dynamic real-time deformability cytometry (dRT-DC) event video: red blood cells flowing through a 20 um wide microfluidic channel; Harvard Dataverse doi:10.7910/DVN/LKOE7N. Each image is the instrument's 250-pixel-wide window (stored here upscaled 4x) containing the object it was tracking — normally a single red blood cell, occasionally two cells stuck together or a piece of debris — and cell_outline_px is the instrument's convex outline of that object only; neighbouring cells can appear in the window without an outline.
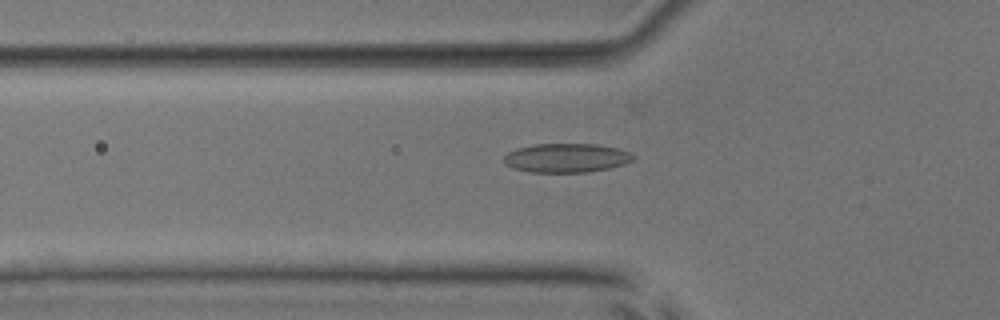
{"species": "common noctule bat (a hibernating species)", "species_latin": "Nyctalus noctula", "temperature_condition": "room temperature", "stored_images_in_passage": 50, "camera_frame_rate_fps": 3000, "um_per_image_px": 0.085, "animal": {"sex": "male", "body_mass_g": 17.9, "forearm_length_mm": 54.2}, "frame": {"image": 1, "passage_image": 19, "time_ms": 6.0, "image_size_px": [1000, 320], "cell_outline_px": [[636, 156], [632, 160], [624, 164], [608, 168], [588, 172], [528, 172], [504, 164], [504, 156], [508, 152], [516, 148], [536, 144], [596, 144], [616, 148], [632, 152]], "centroid_in_image_um": [48.15, 13.42], "position_along_channel_um": 77.6, "area_um2": 21.85}}
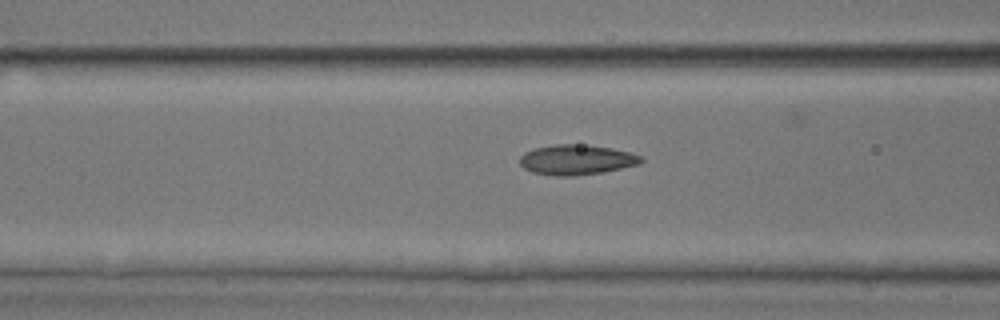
{"frame": {"image": 2, "passage_image": 22, "time_ms": 7.0, "image_size_px": [1000, 320], "cell_outline_px": [[644, 160], [640, 164], [604, 172], [572, 176], [556, 176], [532, 172], [524, 168], [520, 164], [520, 156], [524, 152], [536, 148], [556, 144], [580, 144], [612, 148], [628, 152], [640, 156]], "centroid_in_image_um": [49.0, 13.58], "position_along_channel_um": 117.6, "area_um2": 21.21}}
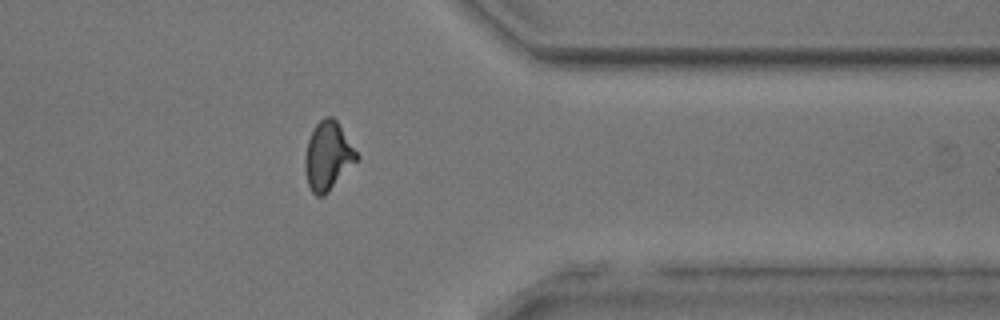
{"frame": {"image": 3, "passage_image": 43, "time_ms": 14.0, "image_size_px": [1000, 320], "cell_outline_px": [[360, 156], [328, 192], [324, 196], [316, 196], [312, 192], [308, 184], [304, 168], [304, 156], [308, 140], [316, 124], [324, 116], [332, 116], [336, 120]], "centroid_in_image_um": [27.85, 13.25], "position_along_channel_um": 383.5, "area_um2": 20.4}, "authors_computed_cell_mechanics": {"area_um2": 20.4901, "velocity_mm_per_s": 3.9447, "shape_relaxation_time_tau1_ms": 6.7817, "shape_relaxation_time_tau2_ms": 2.0093, "deformation_change_tau1": 0.1683, "deformation_change_tau2": 0.095}}